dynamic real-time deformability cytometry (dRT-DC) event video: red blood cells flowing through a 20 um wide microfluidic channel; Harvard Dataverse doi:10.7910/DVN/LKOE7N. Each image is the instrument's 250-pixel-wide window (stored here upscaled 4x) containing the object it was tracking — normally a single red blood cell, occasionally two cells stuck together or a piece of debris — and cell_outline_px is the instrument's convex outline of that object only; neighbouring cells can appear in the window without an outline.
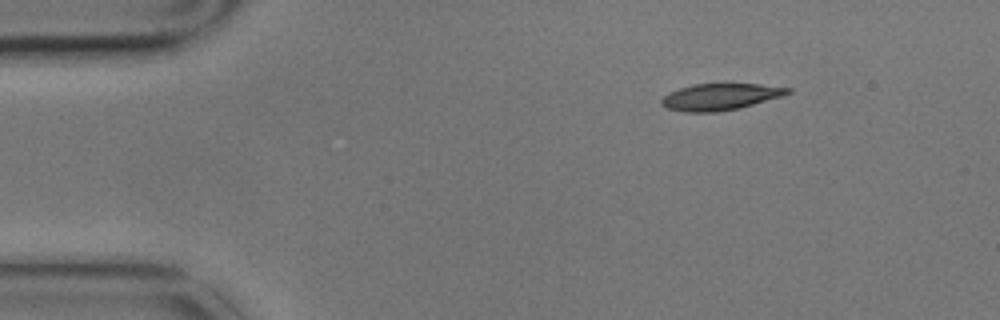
{"species": "common noctule bat (a hibernating species)", "species_latin": "Nyctalus noctula", "temperature_condition": "cold", "stored_images_in_passage": 6, "camera_frame_rate_fps": 3000, "um_per_image_px": 0.085, "animal": {"sex": "male", "body_mass_g": 17.9}, "frame": {"image": 1, "passage_image": 1, "time_ms": 0.0, "image_size_px": [1000, 320], "cell_outline_px": [[792, 92], [784, 96], [736, 108], [716, 112], [684, 112], [668, 108], [660, 104], [660, 100], [664, 96], [680, 88], [692, 84], [760, 84], [792, 88]], "centroid_in_image_um": [61.24, 8.22], "position_along_channel_um": 23.8, "area_um2": 19.36}}
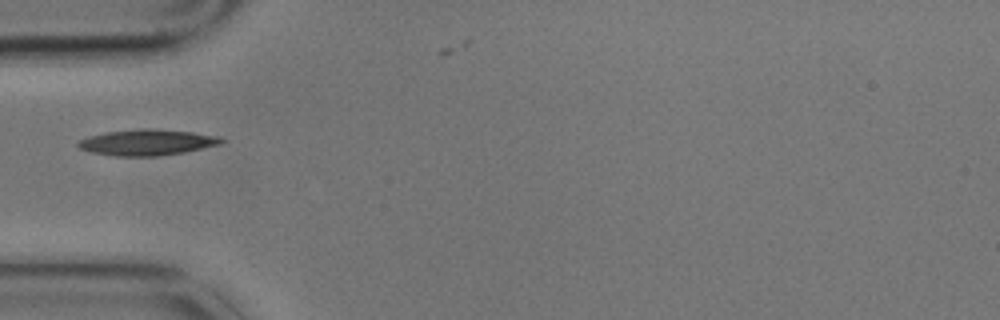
{"frame": {"image": 2, "passage_image": 4, "time_ms": 1.0, "image_size_px": [1000, 320], "cell_outline_px": [[224, 140], [220, 144], [184, 152], [156, 156], [116, 156], [92, 152], [80, 148], [76, 144], [80, 140], [88, 136], [108, 132], [140, 128], [156, 128], [192, 132], [220, 136]], "centroid_in_image_um": [12.51, 12.09], "position_along_channel_um": 72.5, "area_um2": 21.56}}
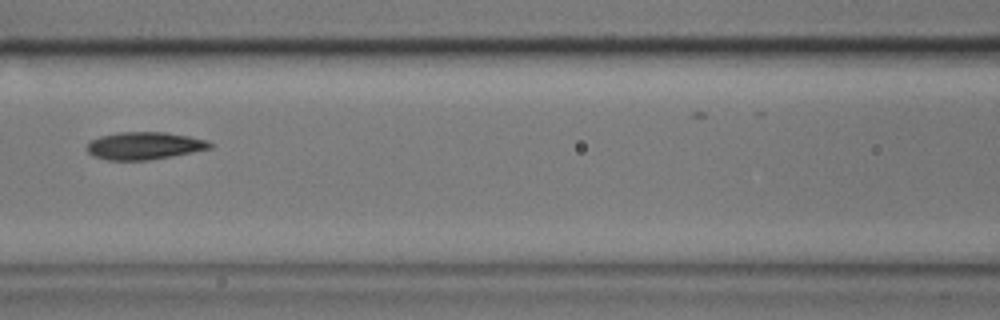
{"frame": {"image": 3, "passage_image": 6, "time_ms": 1.667, "image_size_px": [1000, 320], "cell_outline_px": [[212, 148], [172, 156], [148, 160], [108, 160], [92, 156], [88, 152], [88, 144], [92, 140], [100, 136], [120, 132], [164, 132], [188, 136], [208, 140], [212, 144]], "centroid_in_image_um": [12.28, 12.39], "position_along_channel_um": 154.3, "area_um2": 19.59}}